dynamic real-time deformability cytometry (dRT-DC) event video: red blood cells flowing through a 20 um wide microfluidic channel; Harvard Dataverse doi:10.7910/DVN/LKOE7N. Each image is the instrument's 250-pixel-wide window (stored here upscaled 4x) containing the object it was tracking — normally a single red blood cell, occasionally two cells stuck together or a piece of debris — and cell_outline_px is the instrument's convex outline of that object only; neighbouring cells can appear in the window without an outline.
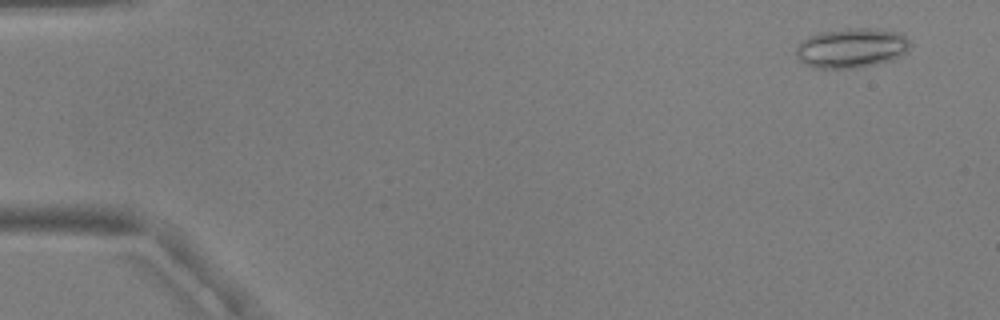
{"species": "common noctule bat (a hibernating species)", "species_latin": "Nyctalus noctula", "temperature_condition": "warm", "stored_images_in_passage": 54, "camera_frame_rate_fps": 3000, "um_per_image_px": 0.085, "animal": {"sex": "male", "body_mass_g": 17.9, "forearm_length_mm": 54.2}, "frame": {"image": 1, "passage_image": 4, "time_ms": 1.0, "image_size_px": [1000, 320], "cell_outline_px": [[912, 44], [908, 52], [892, 60], [860, 68], [812, 68], [804, 64], [796, 56], [796, 48], [808, 36], [820, 32], [848, 28], [880, 28], [900, 32]], "centroid_in_image_um": [72.42, 4.08], "position_along_channel_um": 12.6, "area_um2": 26.76}}
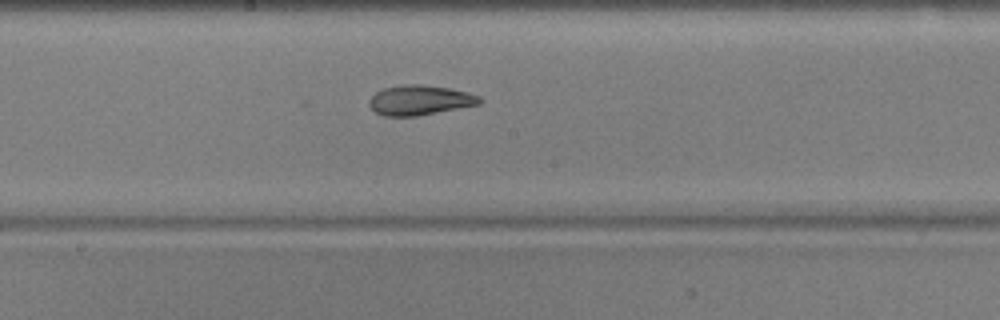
{"frame": {"image": 2, "passage_image": 30, "time_ms": 9.667, "image_size_px": [1000, 320], "cell_outline_px": [[484, 100], [480, 104], [416, 116], [384, 116], [376, 112], [368, 104], [368, 100], [376, 92], [384, 88], [404, 84], [420, 84], [448, 88], [468, 92], [480, 96]], "centroid_in_image_um": [35.69, 8.51], "position_along_channel_um": 212.5, "area_um2": 19.19}}
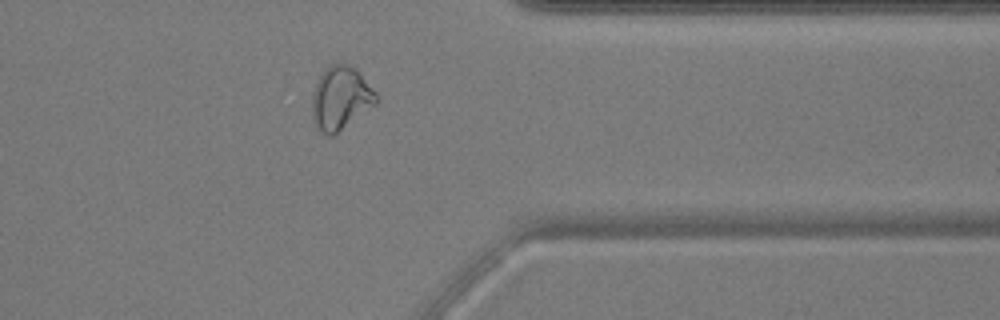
{"frame": {"image": 3, "passage_image": 44, "time_ms": 14.333, "image_size_px": [1000, 320], "cell_outline_px": [[380, 100], [376, 104], [332, 136], [328, 136], [316, 128], [312, 116], [312, 92], [316, 80], [324, 68], [328, 64], [348, 64], [356, 68], [360, 72], [380, 96]], "centroid_in_image_um": [28.96, 8.31], "position_along_channel_um": 382.4, "area_um2": 24.1}, "authors_computed_cell_mechanics": {"area_um2": 21.7328, "velocity_mm_per_s": 3.8006, "shape_relaxation_time_tau1_ms": 10.4381, "shape_relaxation_time_tau2_ms": 2.9449, "deformation_change_tau1": 0.2224, "deformation_change_tau2": 0.1029}}